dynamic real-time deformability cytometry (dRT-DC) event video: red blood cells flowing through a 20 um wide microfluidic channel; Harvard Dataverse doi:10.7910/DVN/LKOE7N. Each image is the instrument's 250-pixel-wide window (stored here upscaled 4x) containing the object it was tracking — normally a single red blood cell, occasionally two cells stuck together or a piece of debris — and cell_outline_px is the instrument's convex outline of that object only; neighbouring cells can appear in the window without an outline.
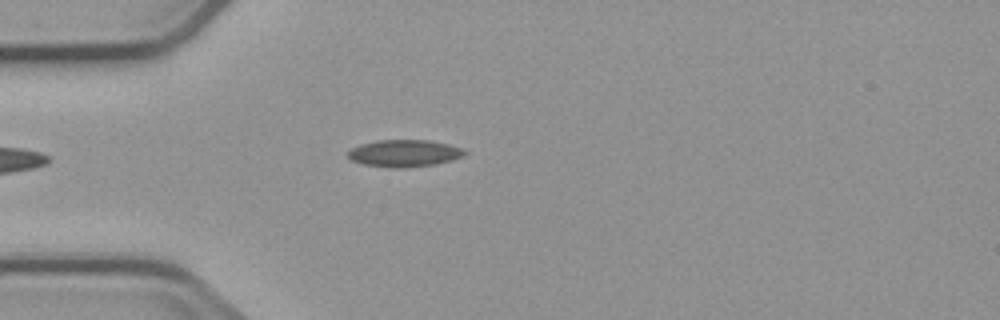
{"species": "common noctule bat (a hibernating species)", "species_latin": "Nyctalus noctula", "temperature_condition": "cold", "stored_images_in_passage": 5, "camera_frame_rate_fps": 3000, "um_per_image_px": 0.085, "animal": {"sex": "male", "body_mass_g": 23.1, "forearm_length_mm": 52.7}, "frame": {"image": 1, "passage_image": 5, "time_ms": 4.333, "image_size_px": [1000, 320], "cell_outline_px": [[468, 152], [464, 156], [452, 160], [436, 164], [404, 168], [388, 168], [364, 164], [352, 160], [348, 156], [348, 152], [352, 148], [360, 144], [376, 140], [428, 140], [448, 144], [464, 148]], "centroid_in_image_um": [34.4, 13.03], "position_along_channel_um": 50.6, "area_um2": 18.55}}